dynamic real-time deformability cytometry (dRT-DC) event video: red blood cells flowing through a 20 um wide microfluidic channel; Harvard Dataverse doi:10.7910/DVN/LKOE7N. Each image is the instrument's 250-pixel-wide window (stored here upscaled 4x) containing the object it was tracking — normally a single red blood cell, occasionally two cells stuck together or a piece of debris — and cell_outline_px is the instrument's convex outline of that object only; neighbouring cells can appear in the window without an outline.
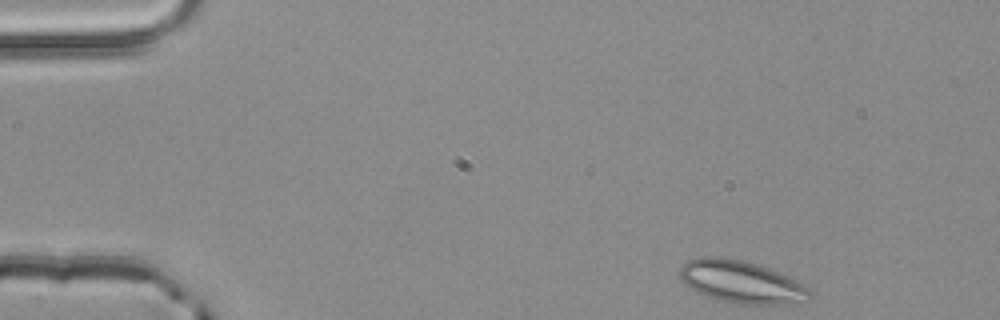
{"species": "common noctule bat (a hibernating species)", "species_latin": "Nyctalus noctula", "temperature_condition": "room temperature", "stored_images_in_passage": 3, "camera_frame_rate_fps": 3000, "um_per_image_px": 0.085, "animal": {"sex": "male", "body_mass_g": 20.4}, "frame": {"image": 1, "passage_image": 1, "time_ms": 0.0, "image_size_px": [1000, 320], "cell_outline_px": [[812, 296], [808, 300], [792, 304], [736, 304], [708, 296], [696, 292], [684, 284], [680, 280], [680, 264], [688, 260], [700, 256], [716, 256], [744, 260], [768, 268], [808, 288], [812, 292]], "centroid_in_image_um": [62.95, 23.96], "position_along_channel_um": 22.1, "area_um2": 32.02}}